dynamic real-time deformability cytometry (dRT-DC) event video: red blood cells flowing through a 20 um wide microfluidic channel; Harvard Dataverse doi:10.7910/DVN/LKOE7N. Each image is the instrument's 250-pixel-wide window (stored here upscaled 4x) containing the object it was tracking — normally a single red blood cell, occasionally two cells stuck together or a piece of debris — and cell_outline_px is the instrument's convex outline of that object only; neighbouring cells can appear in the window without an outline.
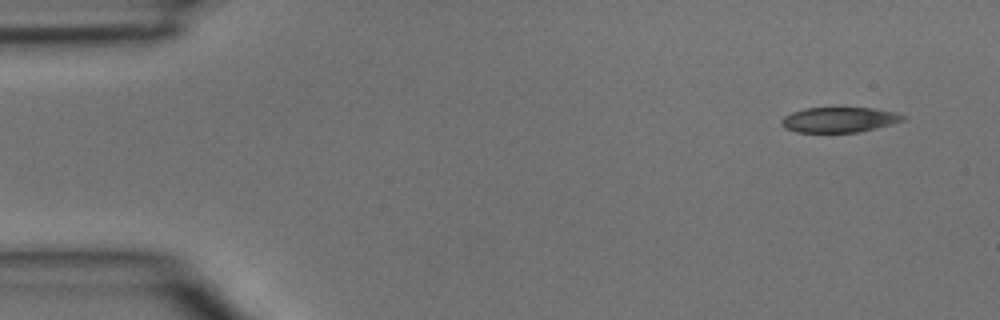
{"species": "common noctule bat (a hibernating species)", "species_latin": "Nyctalus noctula", "temperature_condition": "room temperature", "stored_images_in_passage": 5, "camera_frame_rate_fps": 3000, "um_per_image_px": 0.085, "animal": {"sex": "male", "body_mass_g": 15.6}, "frame": {"image": 1, "passage_image": 1, "time_ms": 0.0, "image_size_px": [1000, 320], "cell_outline_px": [[908, 116], [904, 120], [892, 124], [860, 132], [796, 132], [784, 128], [780, 124], [780, 120], [784, 116], [792, 112], [804, 108], [872, 108], [896, 112]], "centroid_in_image_um": [71.33, 10.18], "position_along_channel_um": 13.7, "area_um2": 17.98}}
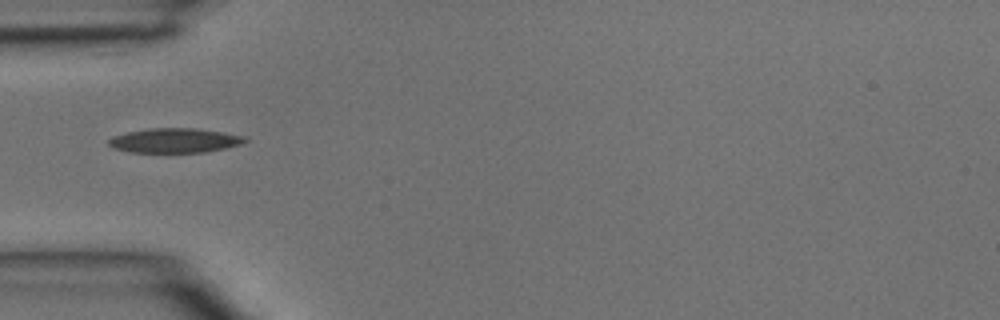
{"frame": {"image": 2, "passage_image": 4, "time_ms": 1.0, "image_size_px": [1000, 320], "cell_outline_px": [[248, 140], [240, 144], [224, 148], [204, 152], [128, 152], [112, 148], [108, 144], [108, 140], [112, 136], [128, 132], [148, 128], [196, 128], [248, 136]], "centroid_in_image_um": [14.83, 11.93], "position_along_channel_um": 70.2, "area_um2": 19.54}}
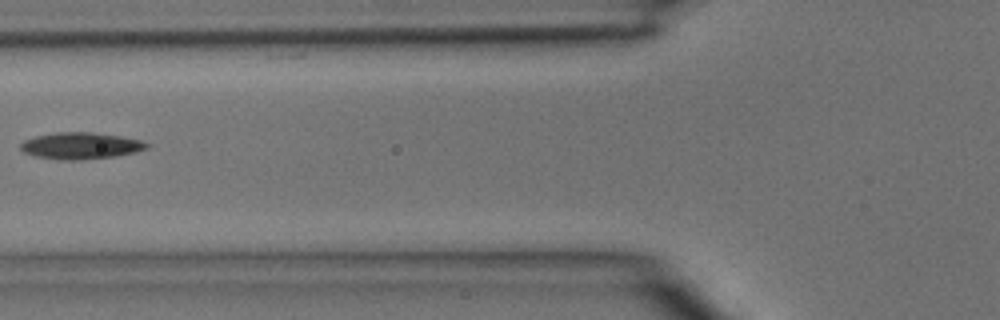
{"frame": {"image": 3, "passage_image": 5, "time_ms": 1.333, "image_size_px": [1000, 320], "cell_outline_px": [[152, 144], [148, 148], [136, 152], [116, 156], [80, 160], [60, 160], [36, 156], [24, 152], [20, 148], [20, 144], [24, 140], [36, 136], [56, 132], [92, 132], [120, 136], [140, 140]], "centroid_in_image_um": [6.89, 12.39], "position_along_channel_um": 118.9, "area_um2": 19.65}}